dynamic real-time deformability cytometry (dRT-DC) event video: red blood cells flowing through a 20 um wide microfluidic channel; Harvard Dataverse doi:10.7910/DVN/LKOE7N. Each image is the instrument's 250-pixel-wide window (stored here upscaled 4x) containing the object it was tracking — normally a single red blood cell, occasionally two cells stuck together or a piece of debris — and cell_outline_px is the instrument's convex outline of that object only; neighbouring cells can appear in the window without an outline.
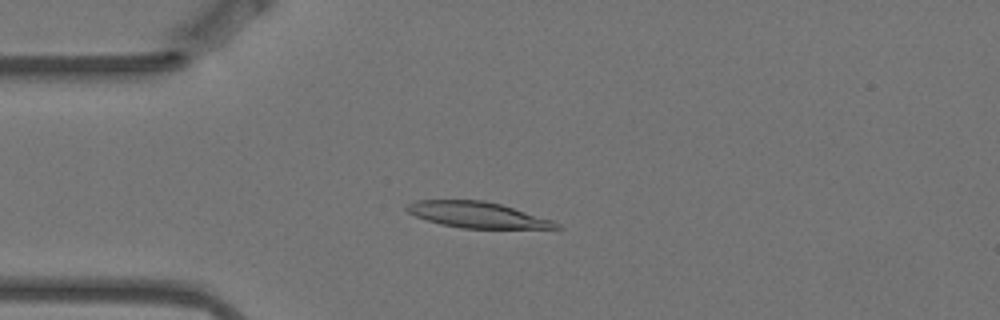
{"species": "Egyptian fruit bat (a non-hibernating species)", "species_latin": "Rousettus aegyptiacus", "temperature_condition": "warm", "stored_images_in_passage": 10, "camera_frame_rate_fps": 3000, "um_per_image_px": 0.085, "animal": {"sex": "female"}, "frame": {"image": 1, "passage_image": 3, "time_ms": 0.667, "image_size_px": [1000, 320], "cell_outline_px": [[564, 228], [464, 228], [440, 224], [416, 216], [408, 212], [404, 208], [408, 204], [416, 200], [484, 200], [500, 204], [552, 220], [560, 224]], "centroid_in_image_um": [40.55, 18.25], "position_along_channel_um": 44.4, "area_um2": 22.25}}
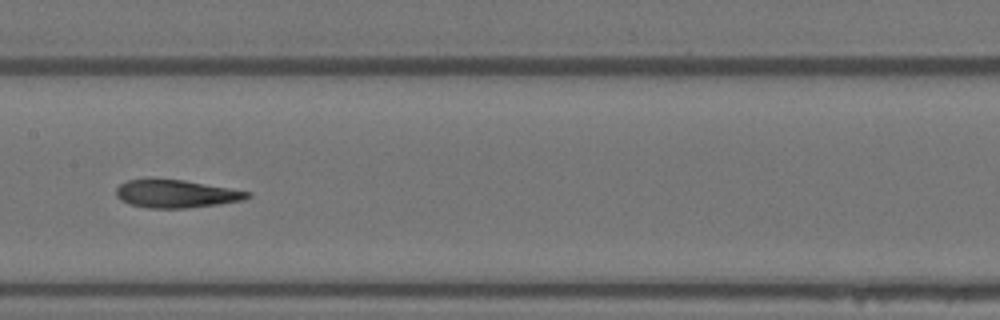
{"frame": {"image": 2, "passage_image": 7, "time_ms": 2.0, "image_size_px": [1000, 320], "cell_outline_px": [[252, 196], [244, 200], [220, 204], [184, 208], [148, 208], [128, 204], [120, 200], [116, 196], [116, 188], [120, 184], [128, 180], [148, 176], [184, 180], [252, 192]], "centroid_in_image_um": [14.92, 16.44], "position_along_channel_um": 192.5, "area_um2": 22.02}}
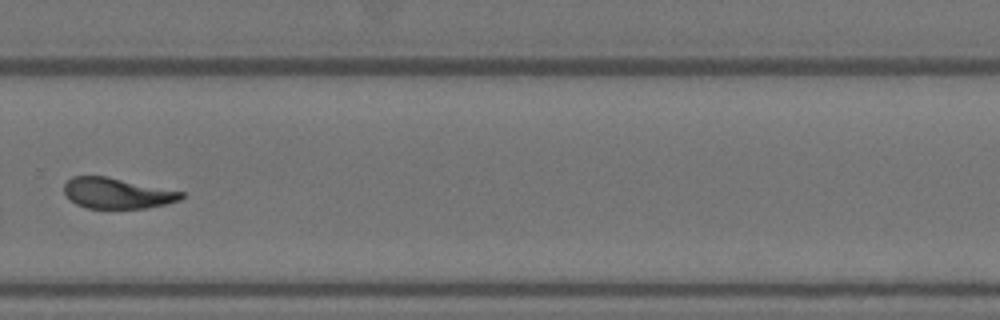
{"frame": {"image": 3, "passage_image": 10, "time_ms": 3.0, "image_size_px": [1000, 320], "cell_outline_px": [[184, 196], [180, 200], [164, 204], [144, 208], [84, 208], [76, 204], [64, 192], [64, 184], [72, 176], [108, 176], [184, 192]], "centroid_in_image_um": [9.94, 16.41], "position_along_channel_um": 319.9, "area_um2": 20.87}}